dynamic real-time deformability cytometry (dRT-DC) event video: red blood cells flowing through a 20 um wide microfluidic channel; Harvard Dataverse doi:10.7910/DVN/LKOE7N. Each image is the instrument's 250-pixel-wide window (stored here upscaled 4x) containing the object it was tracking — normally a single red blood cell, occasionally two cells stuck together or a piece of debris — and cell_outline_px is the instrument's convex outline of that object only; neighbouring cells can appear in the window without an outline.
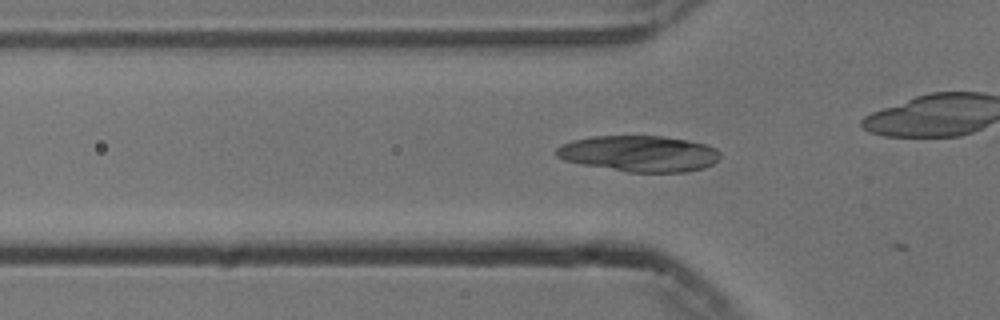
{"species": "common noctule bat (a hibernating species)", "species_latin": "Nyctalus noctula", "temperature_condition": "cold", "stored_images_in_passage": 4, "camera_frame_rate_fps": 3000, "um_per_image_px": 0.085, "animal": {"sex": "male", "body_mass_g": 13.3}, "frame": {"image": 1, "passage_image": 3, "time_ms": 0.667, "image_size_px": [1000, 320], "cell_outline_px": [[720, 156], [712, 164], [704, 168], [684, 172], [628, 172], [580, 164], [564, 160], [556, 156], [556, 148], [560, 144], [572, 140], [592, 136], [660, 136], [688, 140], [704, 144], [716, 148], [720, 152]], "centroid_in_image_um": [54.3, 13.05], "position_along_channel_um": 71.5, "area_um2": 34.51}}